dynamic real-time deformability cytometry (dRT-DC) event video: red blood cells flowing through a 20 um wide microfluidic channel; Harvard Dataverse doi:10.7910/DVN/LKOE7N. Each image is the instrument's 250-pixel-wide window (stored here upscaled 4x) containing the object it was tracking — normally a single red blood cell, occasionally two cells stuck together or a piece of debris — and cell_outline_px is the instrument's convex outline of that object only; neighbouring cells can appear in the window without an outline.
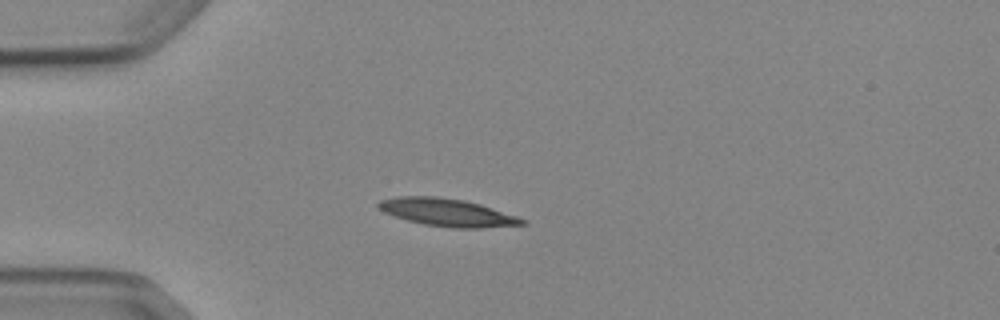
{"species": "Egyptian fruit bat (a non-hibernating species)", "species_latin": "Rousettus aegyptiacus", "temperature_condition": "cold", "stored_images_in_passage": 3, "camera_frame_rate_fps": 3000, "um_per_image_px": 0.085, "animal": {"sex": "female"}, "frame": {"image": 1, "passage_image": 3, "time_ms": 3.333, "image_size_px": [1000, 320], "cell_outline_px": [[528, 224], [480, 228], [452, 228], [424, 224], [408, 220], [384, 212], [376, 204], [380, 200], [400, 196], [436, 196], [464, 200], [480, 204], [528, 220]], "centroid_in_image_um": [38.05, 18.06], "position_along_channel_um": 47.0, "area_um2": 23.0}}